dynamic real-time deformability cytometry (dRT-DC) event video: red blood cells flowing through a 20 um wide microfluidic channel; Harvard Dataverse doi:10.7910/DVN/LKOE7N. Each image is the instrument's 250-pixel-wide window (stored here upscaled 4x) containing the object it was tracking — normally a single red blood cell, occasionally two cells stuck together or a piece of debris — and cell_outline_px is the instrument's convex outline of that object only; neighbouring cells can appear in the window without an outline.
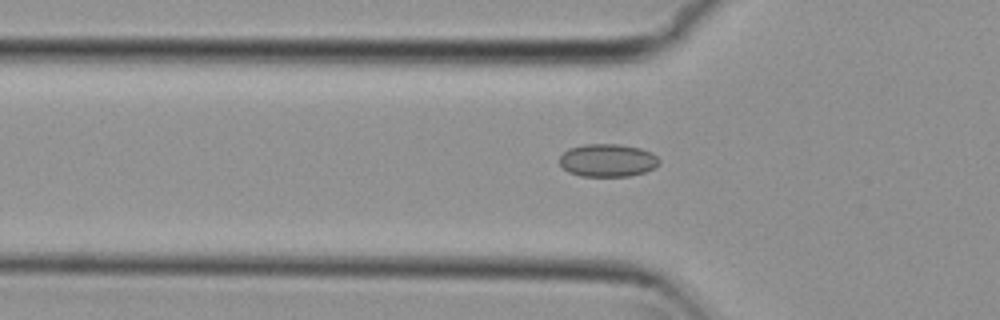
{"species": "common noctule bat (a hibernating species)", "species_latin": "Nyctalus noctula", "temperature_condition": "cold", "stored_images_in_passage": 54, "camera_frame_rate_fps": 3000, "um_per_image_px": 0.085, "animal": {"sex": "female", "body_mass_g": 29.2, "forearm_length_mm": 56.3}, "frame": {"image": 1, "passage_image": 18, "time_ms": 5.667, "image_size_px": [1000, 320], "cell_outline_px": [[660, 164], [644, 172], [628, 176], [580, 176], [568, 172], [560, 164], [560, 156], [568, 148], [584, 144], [620, 144], [640, 148], [652, 152], [660, 160]], "centroid_in_image_um": [51.64, 13.62], "position_along_channel_um": 74.2, "area_um2": 19.13}}
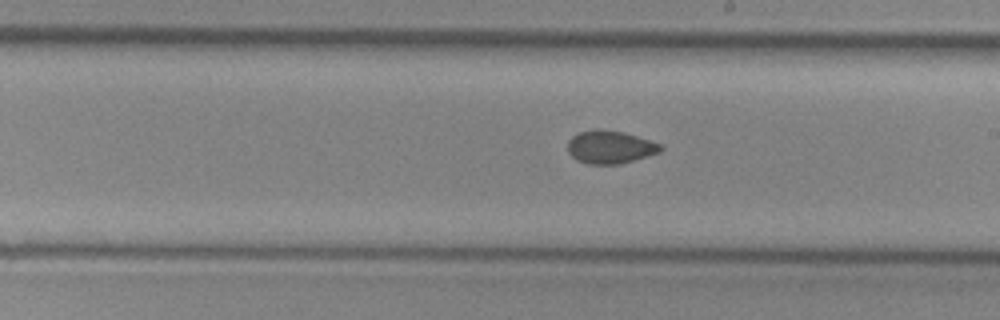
{"frame": {"image": 2, "passage_image": 31, "time_ms": 10.0, "image_size_px": [1000, 320], "cell_outline_px": [[664, 148], [660, 152], [620, 164], [588, 164], [576, 160], [568, 152], [568, 140], [576, 132], [596, 128], [600, 128], [624, 132], [660, 144]], "centroid_in_image_um": [51.81, 12.49], "position_along_channel_um": 237.2, "area_um2": 17.98}}
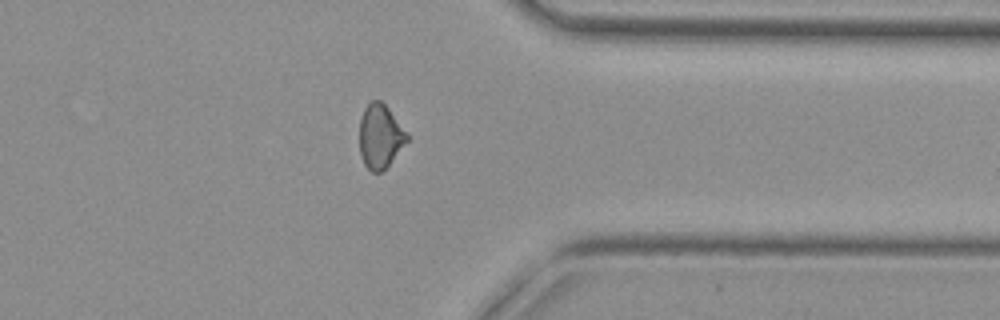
{"frame": {"image": 3, "passage_image": 43, "time_ms": 14.0, "image_size_px": [1000, 320], "cell_outline_px": [[408, 140], [388, 164], [380, 172], [372, 172], [364, 164], [360, 156], [360, 116], [364, 108], [372, 100], [380, 100], [388, 108], [408, 136]], "centroid_in_image_um": [32.27, 11.58], "position_along_channel_um": 379.1, "area_um2": 17.28}, "authors_computed_cell_mechanics": {"area_um2": 18.207, "velocity_mm_per_s": 3.7508, "shape_relaxation_time_tau1_ms": null, "shape_relaxation_time_tau2_ms": 6.7005, "deformation_change_tau1": null, "deformation_change_tau2": 0.0845}}